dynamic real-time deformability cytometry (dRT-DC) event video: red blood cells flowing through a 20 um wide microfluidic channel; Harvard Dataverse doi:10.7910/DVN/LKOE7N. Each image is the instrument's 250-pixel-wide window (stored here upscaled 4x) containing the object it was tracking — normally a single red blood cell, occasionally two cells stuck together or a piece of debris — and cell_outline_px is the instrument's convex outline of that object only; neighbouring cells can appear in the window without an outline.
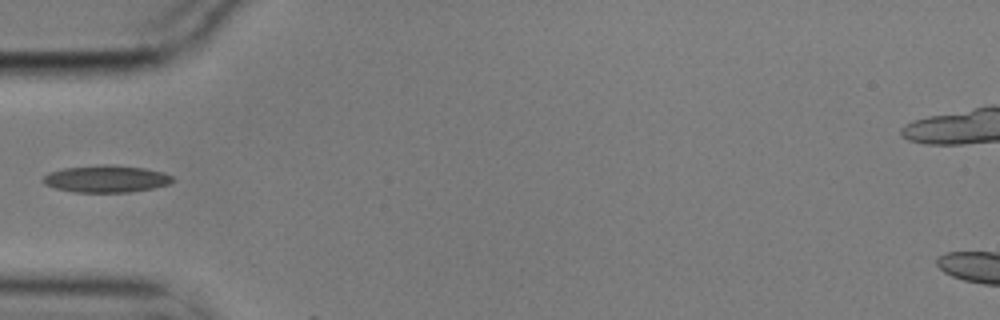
{"species": "common noctule bat (a hibernating species)", "species_latin": "Nyctalus noctula", "temperature_condition": "cold", "stored_images_in_passage": 6, "camera_frame_rate_fps": 3000, "um_per_image_px": 0.085, "animal": {"sex": "male", "body_mass_g": 17.9}, "frame": {"image": 1, "passage_image": 5, "time_ms": 1.333, "image_size_px": [1000, 320], "cell_outline_px": [[172, 180], [168, 184], [152, 188], [128, 192], [72, 192], [56, 188], [44, 184], [40, 180], [48, 172], [64, 168], [104, 164], [144, 168], [164, 172], [172, 176]], "centroid_in_image_um": [8.97, 15.2], "position_along_channel_um": 76.0, "area_um2": 20.35}}
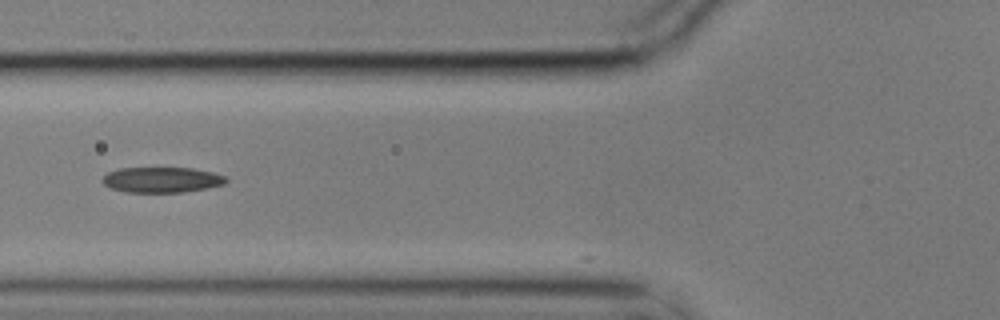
{"frame": {"image": 2, "passage_image": 6, "time_ms": 1.667, "image_size_px": [1000, 320], "cell_outline_px": [[228, 180], [224, 184], [208, 188], [184, 192], [124, 192], [112, 188], [104, 184], [100, 180], [108, 172], [120, 168], [192, 168], [212, 172], [224, 176]], "centroid_in_image_um": [13.74, 15.28], "position_along_channel_um": 112.1, "area_um2": 18.32}}